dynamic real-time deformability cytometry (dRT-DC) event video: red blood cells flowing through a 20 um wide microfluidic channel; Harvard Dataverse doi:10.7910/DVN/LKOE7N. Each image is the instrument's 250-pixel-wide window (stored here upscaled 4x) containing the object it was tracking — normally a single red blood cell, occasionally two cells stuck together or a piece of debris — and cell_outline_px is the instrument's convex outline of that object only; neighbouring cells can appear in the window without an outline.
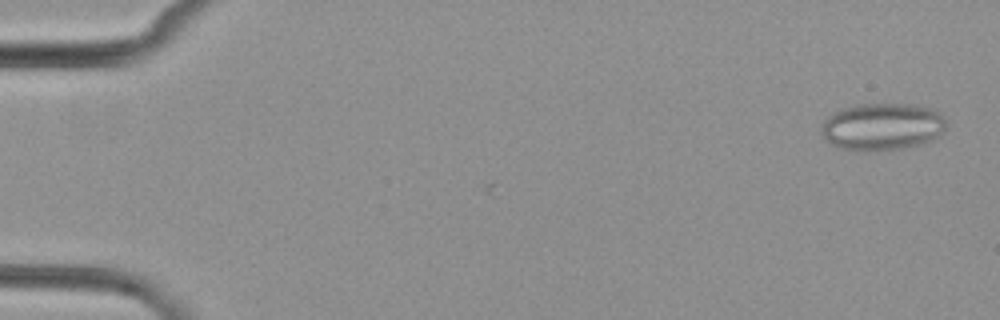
{"species": "common noctule bat (a hibernating species)", "species_latin": "Nyctalus noctula", "temperature_condition": "cold", "stored_images_in_passage": 2, "camera_frame_rate_fps": 3000, "um_per_image_px": 0.085, "animal": {"sex": "female", "body_mass_g": 29.2, "forearm_length_mm": 56.3}, "frame": {"image": 1, "passage_image": 2, "time_ms": 1.667, "image_size_px": [1000, 320], "cell_outline_px": [[948, 124], [944, 132], [940, 136], [932, 140], [920, 144], [900, 148], [840, 148], [832, 144], [824, 136], [824, 120], [832, 112], [840, 108], [856, 104], [916, 104], [932, 108], [940, 112], [944, 116]], "centroid_in_image_um": [75.09, 10.7], "position_along_channel_um": 9.9, "area_um2": 33.87}}